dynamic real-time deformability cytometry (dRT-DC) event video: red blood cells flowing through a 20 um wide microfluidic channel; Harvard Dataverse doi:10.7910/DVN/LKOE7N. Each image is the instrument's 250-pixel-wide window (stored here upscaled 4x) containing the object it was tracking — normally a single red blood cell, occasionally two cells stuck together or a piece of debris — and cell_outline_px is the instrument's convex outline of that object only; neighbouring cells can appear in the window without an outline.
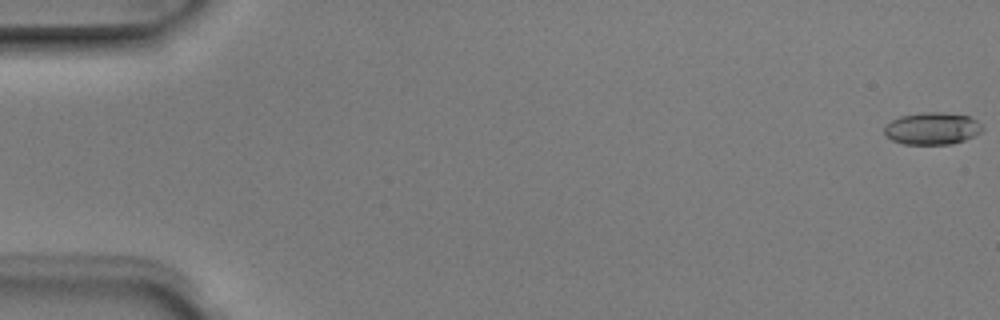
{"species": "Egyptian fruit bat (a non-hibernating species)", "species_latin": "Rousettus aegyptiacus", "temperature_condition": "room temperature", "stored_images_in_passage": 7, "camera_frame_rate_fps": 3000, "um_per_image_px": 0.085, "animal": {"sex": "male"}, "frame": {"image": 1, "passage_image": 1, "time_ms": 0.0, "image_size_px": [1000, 320], "cell_outline_px": [[984, 128], [980, 132], [964, 140], [952, 144], [904, 144], [892, 140], [884, 132], [884, 128], [892, 120], [900, 116], [924, 112], [944, 112], [968, 116], [976, 120]], "centroid_in_image_um": [79.24, 10.92], "position_along_channel_um": 5.8, "area_um2": 18.21}}
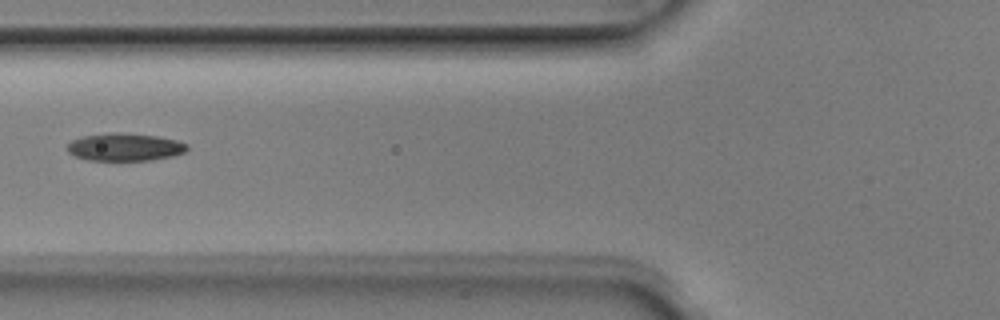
{"frame": {"image": 2, "passage_image": 6, "time_ms": 1.667, "image_size_px": [1000, 320], "cell_outline_px": [[188, 148], [184, 152], [172, 156], [152, 160], [88, 160], [76, 156], [68, 152], [68, 144], [72, 140], [84, 136], [112, 132], [156, 136], [176, 140], [188, 144]], "centroid_in_image_um": [10.62, 12.5], "position_along_channel_um": 115.2, "area_um2": 19.07}}
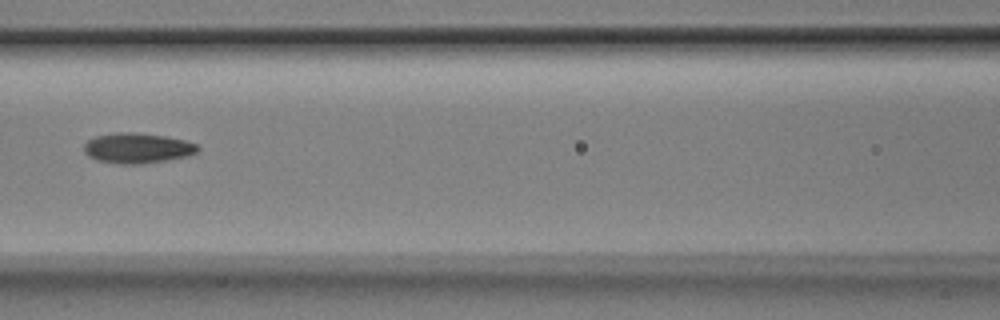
{"frame": {"image": 3, "passage_image": 7, "time_ms": 2.0, "image_size_px": [1000, 320], "cell_outline_px": [[200, 148], [196, 152], [188, 156], [168, 160], [140, 164], [120, 164], [96, 160], [88, 156], [84, 152], [84, 144], [88, 140], [96, 136], [112, 132], [136, 132], [164, 136], [184, 140], [196, 144]], "centroid_in_image_um": [11.65, 12.59], "position_along_channel_um": 154.9, "area_um2": 20.17}}